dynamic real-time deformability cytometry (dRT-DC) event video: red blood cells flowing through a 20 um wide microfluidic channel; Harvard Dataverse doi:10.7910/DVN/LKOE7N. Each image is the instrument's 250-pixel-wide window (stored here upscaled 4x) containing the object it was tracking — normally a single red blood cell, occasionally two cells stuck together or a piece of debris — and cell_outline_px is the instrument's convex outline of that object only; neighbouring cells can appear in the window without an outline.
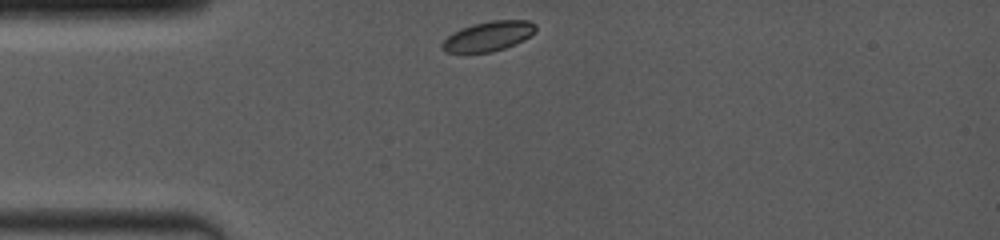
{"species": "common noctule bat (a hibernating species)", "species_latin": "Nyctalus noctula", "temperature_condition": "room temperature", "stored_images_in_passage": 2, "camera_frame_rate_fps": 4000, "um_per_image_px": 0.085, "animal": {"sex": "female", "body_mass_g": 19.0, "forearm_length_mm": 53.3}, "frame": {"image": 1, "passage_image": 1, "time_ms": 0.0, "image_size_px": [1000, 240], "cell_outline_px": [[536, 32], [524, 40], [516, 44], [492, 52], [444, 52], [440, 48], [440, 44], [452, 32], [472, 24], [492, 20], [528, 20], [536, 24]], "centroid_in_image_um": [41.52, 3.07], "position_along_channel_um": 43.5, "area_um2": 16.36}}